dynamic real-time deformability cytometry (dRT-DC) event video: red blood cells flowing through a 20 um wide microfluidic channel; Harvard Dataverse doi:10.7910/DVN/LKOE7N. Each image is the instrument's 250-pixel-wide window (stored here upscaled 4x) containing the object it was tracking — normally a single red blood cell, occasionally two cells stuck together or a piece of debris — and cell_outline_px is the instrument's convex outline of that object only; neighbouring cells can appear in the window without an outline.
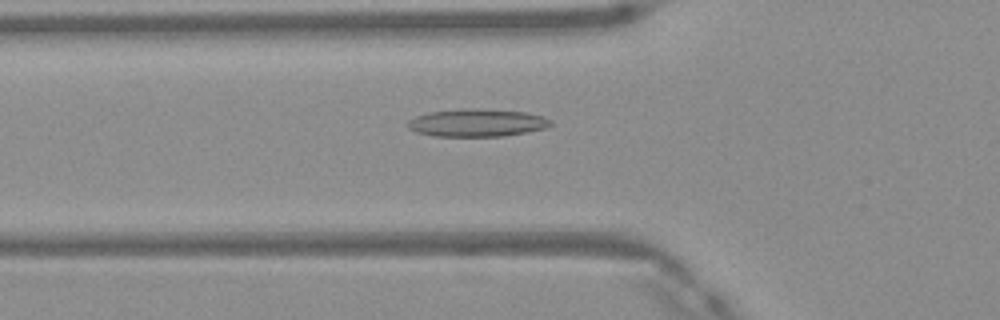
{"species": "Egyptian fruit bat (a non-hibernating species)", "species_latin": "Rousettus aegyptiacus", "temperature_condition": "warm", "stored_images_in_passage": 33, "camera_frame_rate_fps": 3000, "um_per_image_px": 0.085, "frame": {"image": 1, "passage_image": 2, "time_ms": 0.333, "image_size_px": [1000, 320], "cell_outline_px": [[552, 124], [544, 128], [504, 136], [436, 136], [416, 132], [408, 128], [404, 124], [408, 120], [416, 116], [428, 112], [464, 108], [480, 108], [528, 112], [544, 116], [552, 120]], "centroid_in_image_um": [40.52, 10.42], "position_along_channel_um": 85.3, "area_um2": 23.29}}
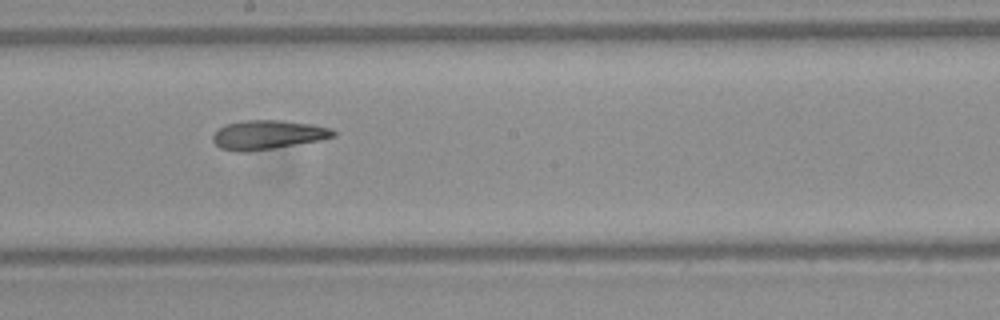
{"frame": {"image": 2, "passage_image": 12, "time_ms": 3.667, "image_size_px": [1000, 320], "cell_outline_px": [[336, 136], [320, 140], [248, 152], [236, 152], [220, 148], [212, 140], [212, 136], [220, 128], [228, 124], [244, 120], [284, 120], [312, 124], [332, 128], [336, 132]], "centroid_in_image_um": [22.78, 11.45], "position_along_channel_um": 225.4, "area_um2": 20.4}}
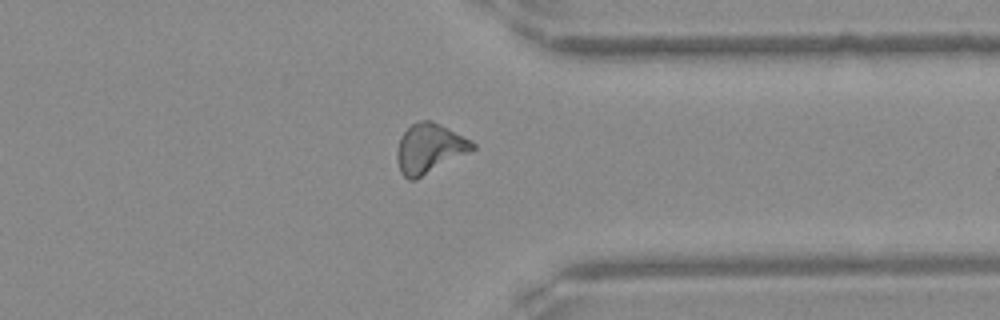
{"frame": {"image": 3, "passage_image": 23, "time_ms": 7.333, "image_size_px": [1000, 320], "cell_outline_px": [[476, 148], [472, 152], [416, 180], [408, 180], [400, 172], [396, 160], [396, 152], [400, 136], [412, 124], [420, 120], [432, 120], [472, 140], [476, 144]], "centroid_in_image_um": [36.52, 12.64], "position_along_channel_um": 374.9, "area_um2": 22.31}, "authors_computed_cell_mechanics": {"area_um2": 20.5768, "velocity_mm_per_s": 4.1707, "shape_relaxation_time_tau1_ms": 11.2244, "shape_relaxation_time_tau2_ms": 2.7102, "deformation_change_tau1": 0.2766, "deformation_change_tau2": 0.1218}}